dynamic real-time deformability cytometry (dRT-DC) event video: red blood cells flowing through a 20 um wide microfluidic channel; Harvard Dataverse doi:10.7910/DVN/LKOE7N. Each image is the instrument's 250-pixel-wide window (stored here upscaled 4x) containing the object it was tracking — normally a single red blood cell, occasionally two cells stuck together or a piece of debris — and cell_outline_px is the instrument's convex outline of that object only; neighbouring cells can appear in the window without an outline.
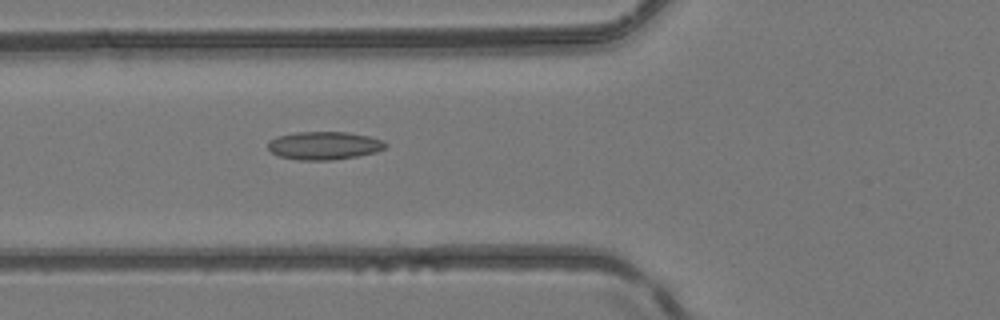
{"species": "common noctule bat (a hibernating species)", "species_latin": "Nyctalus noctula", "temperature_condition": "room temperature", "stored_images_in_passage": 4, "camera_frame_rate_fps": 3000, "um_per_image_px": 0.085, "animal": {"sex": "female", "body_mass_g": 24.6, "forearm_length_mm": 56.2}, "frame": {"image": 1, "passage_image": 4, "time_ms": 4.333, "image_size_px": [1000, 320], "cell_outline_px": [[388, 144], [384, 148], [376, 152], [356, 156], [332, 160], [300, 160], [276, 156], [268, 148], [268, 140], [276, 136], [296, 132], [348, 132], [368, 136], [384, 140]], "centroid_in_image_um": [27.53, 12.37], "position_along_channel_um": 98.3, "area_um2": 19.36}}